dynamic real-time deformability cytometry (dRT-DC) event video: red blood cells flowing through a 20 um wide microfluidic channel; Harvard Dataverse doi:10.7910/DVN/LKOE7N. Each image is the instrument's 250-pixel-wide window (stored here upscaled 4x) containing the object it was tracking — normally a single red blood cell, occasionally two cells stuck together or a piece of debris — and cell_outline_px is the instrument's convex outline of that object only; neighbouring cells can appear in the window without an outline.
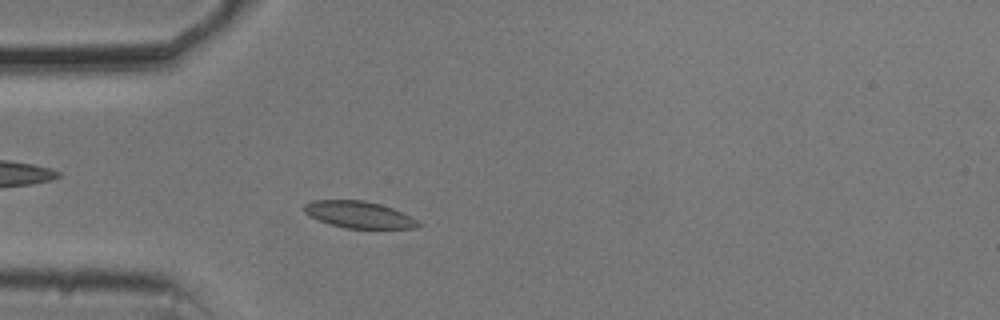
{"species": "common noctule bat (a hibernating species)", "species_latin": "Nyctalus noctula", "temperature_condition": "cold", "stored_images_in_passage": 49, "camera_frame_rate_fps": 3000, "um_per_image_px": 0.085, "animal": {"sex": "male", "body_mass_g": 20.5, "forearm_length_mm": 52.5}, "frame": {"image": 1, "passage_image": 10, "time_ms": 3.0, "image_size_px": [1000, 320], "cell_outline_px": [[420, 224], [416, 228], [344, 228], [320, 220], [304, 212], [304, 204], [312, 200], [364, 200], [380, 204], [392, 208], [416, 220]], "centroid_in_image_um": [30.48, 18.23], "position_along_channel_um": 54.5, "area_um2": 17.4}}
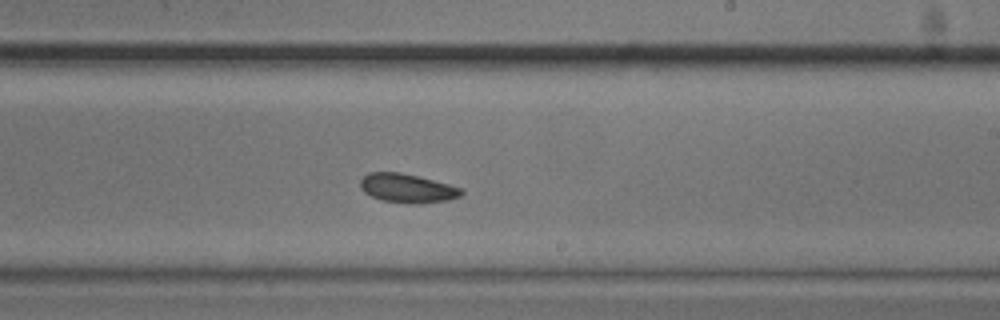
{"frame": {"image": 2, "passage_image": 27, "time_ms": 8.667, "image_size_px": [1000, 320], "cell_outline_px": [[464, 192], [460, 196], [448, 200], [424, 204], [408, 204], [380, 200], [364, 192], [360, 188], [360, 180], [368, 172], [400, 172], [464, 188]], "centroid_in_image_um": [34.62, 16.02], "position_along_channel_um": 254.4, "area_um2": 17.22}}
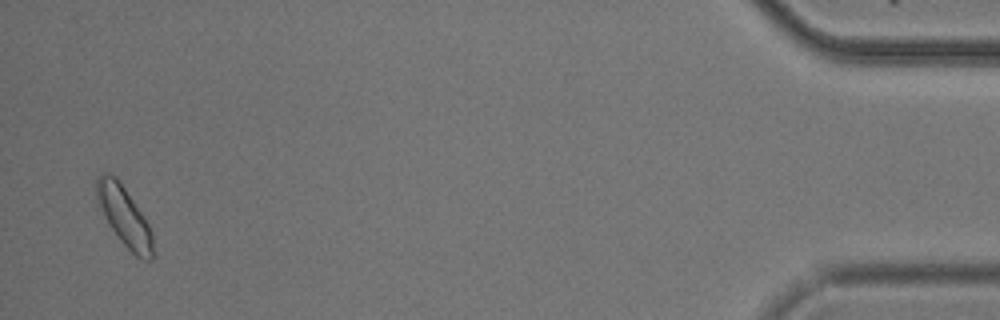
{"frame": {"image": 3, "passage_image": 48, "time_ms": 15.667, "image_size_px": [1000, 320], "cell_outline_px": [[156, 256], [152, 260], [144, 260], [136, 256], [120, 240], [96, 208], [96, 176], [104, 172], [108, 172], [116, 176], [144, 216], [152, 232]], "centroid_in_image_um": [10.55, 18.39], "position_along_channel_um": 424.7, "area_um2": 20.17}, "authors_computed_cell_mechanics": {"area_um2": 17.3978, "velocity_mm_per_s": 3.6369, "shape_relaxation_time_tau1_ms": 2.4131, "shape_relaxation_time_tau2_ms": 4.5647, "deformation_change_tau1": 0.0722, "deformation_change_tau2": 0.0809}}